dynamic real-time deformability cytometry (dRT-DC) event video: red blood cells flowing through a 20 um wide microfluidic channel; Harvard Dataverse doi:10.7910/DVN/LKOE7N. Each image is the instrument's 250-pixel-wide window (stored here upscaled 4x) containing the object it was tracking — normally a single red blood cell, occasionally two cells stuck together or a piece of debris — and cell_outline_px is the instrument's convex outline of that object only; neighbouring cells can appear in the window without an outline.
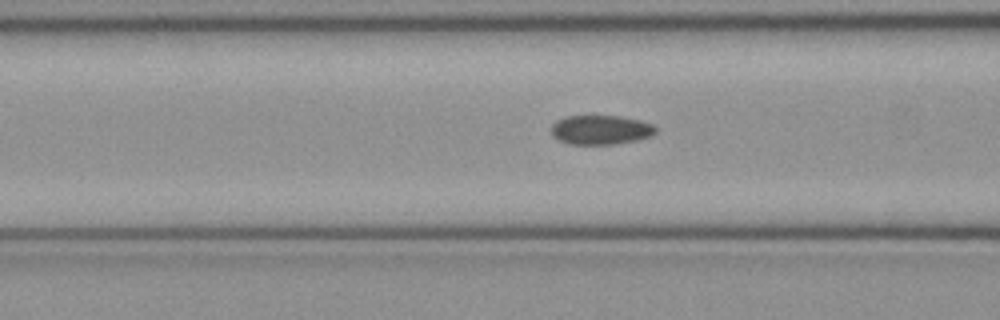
{"species": "common noctule bat (a hibernating species)", "species_latin": "Nyctalus noctula", "temperature_condition": "cold", "stored_images_in_passage": 40, "camera_frame_rate_fps": 3000, "um_per_image_px": 0.085, "animal": {"sex": "female", "body_mass_g": 21.9}, "frame": {"image": 1, "passage_image": 9, "time_ms": 2.667, "image_size_px": [1000, 320], "cell_outline_px": [[656, 132], [652, 136], [640, 140], [616, 144], [568, 144], [552, 136], [552, 124], [556, 120], [564, 116], [620, 116], [640, 120], [652, 124], [656, 128]], "centroid_in_image_um": [51.08, 11.04], "position_along_channel_um": 115.5, "area_um2": 18.03}}
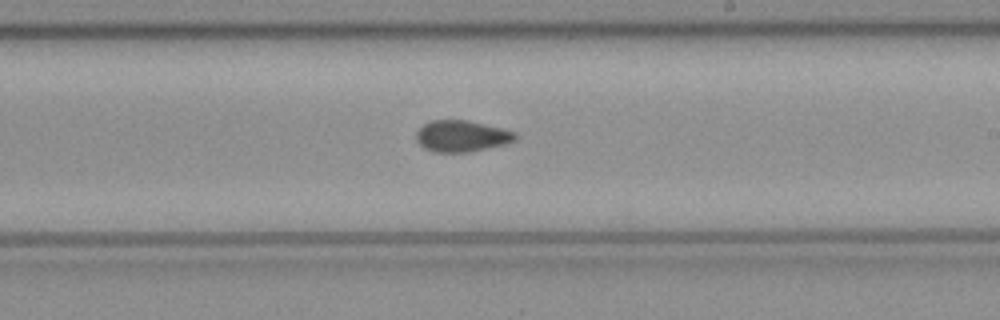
{"frame": {"image": 2, "passage_image": 19, "time_ms": 6.0, "image_size_px": [1000, 320], "cell_outline_px": [[516, 140], [508, 144], [468, 152], [432, 152], [424, 148], [416, 140], [416, 132], [424, 124], [432, 120], [468, 120], [516, 132]], "centroid_in_image_um": [39.24, 11.58], "position_along_channel_um": 249.8, "area_um2": 18.15}}
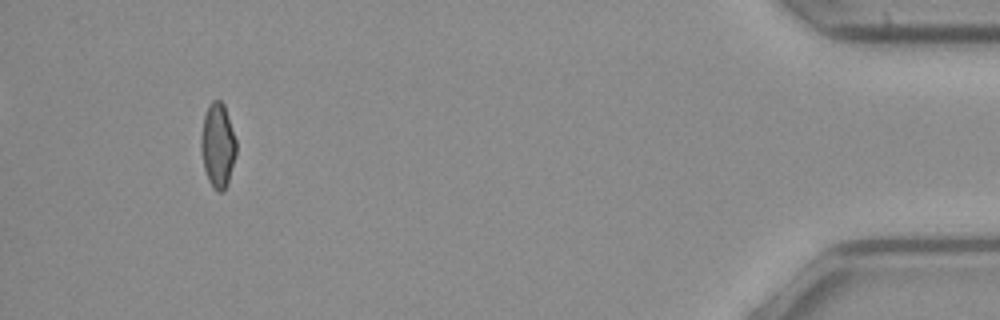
{"frame": {"image": 3, "passage_image": 37, "time_ms": 12.0, "image_size_px": [1000, 320], "cell_outline_px": [[236, 156], [228, 184], [224, 192], [216, 192], [212, 188], [208, 180], [204, 168], [200, 148], [200, 136], [204, 116], [208, 104], [212, 100], [220, 100], [224, 104], [236, 140]], "centroid_in_image_um": [18.5, 12.39], "position_along_channel_um": 416.7, "area_um2": 17.69}, "authors_computed_cell_mechanics": {"area_um2": 18.0914, "velocity_mm_per_s": 4.0159, "shape_relaxation_time_tau1_ms": null, "shape_relaxation_time_tau2_ms": 1.6713, "deformation_change_tau1": null, "deformation_change_tau2": 0.0738}}